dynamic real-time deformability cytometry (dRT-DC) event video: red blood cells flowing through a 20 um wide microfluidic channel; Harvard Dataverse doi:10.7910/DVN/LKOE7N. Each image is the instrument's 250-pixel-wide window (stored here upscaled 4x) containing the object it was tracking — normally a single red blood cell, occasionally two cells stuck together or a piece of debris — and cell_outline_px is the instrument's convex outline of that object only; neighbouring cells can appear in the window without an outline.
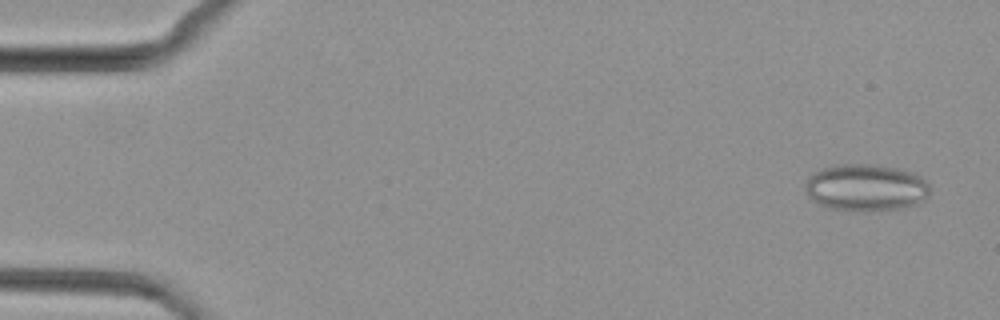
{"species": "common noctule bat (a hibernating species)", "species_latin": "Nyctalus noctula", "temperature_condition": "cold", "stored_images_in_passage": 16, "camera_frame_rate_fps": 3000, "um_per_image_px": 0.085, "animal": {"sex": "female", "body_mass_g": 29.2, "forearm_length_mm": 56.3}, "frame": {"image": 1, "passage_image": 3, "time_ms": 0.667, "image_size_px": [1000, 320], "cell_outline_px": [[928, 196], [924, 200], [916, 204], [904, 208], [864, 212], [828, 208], [812, 200], [808, 196], [808, 176], [812, 172], [824, 168], [840, 164], [876, 164], [900, 168], [916, 172], [928, 184]], "centroid_in_image_um": [73.64, 15.94], "position_along_channel_um": 11.4, "area_um2": 34.39}}